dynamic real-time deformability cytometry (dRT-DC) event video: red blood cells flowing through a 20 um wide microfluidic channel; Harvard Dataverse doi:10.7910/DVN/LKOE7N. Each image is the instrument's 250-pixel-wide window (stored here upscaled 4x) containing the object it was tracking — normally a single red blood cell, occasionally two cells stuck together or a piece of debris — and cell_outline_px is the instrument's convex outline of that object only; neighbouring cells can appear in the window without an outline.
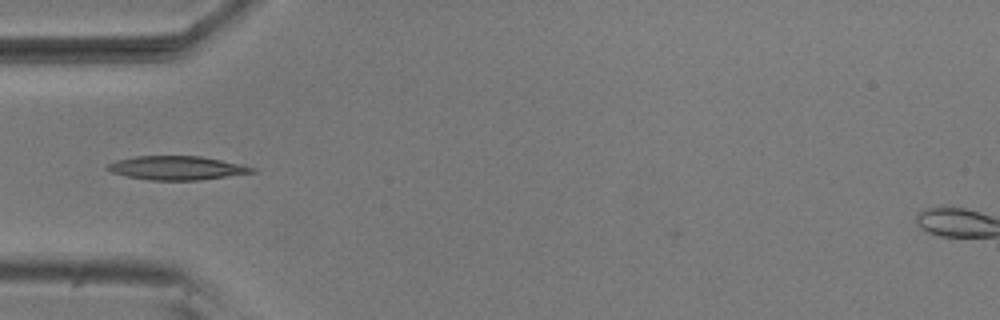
{"species": "common noctule bat (a hibernating species)", "species_latin": "Nyctalus noctula", "temperature_condition": "room temperature", "stored_images_in_passage": 5, "camera_frame_rate_fps": 3000, "um_per_image_px": 0.085, "animal": {"sex": "male", "body_mass_g": 20.5, "forearm_length_mm": 52.5}, "frame": {"image": 1, "passage_image": 4, "time_ms": 1.0, "image_size_px": [1000, 320], "cell_outline_px": [[256, 172], [200, 180], [152, 180], [128, 176], [112, 172], [104, 168], [108, 164], [116, 160], [136, 156], [200, 156], [244, 164], [256, 168]], "centroid_in_image_um": [15.06, 14.27], "position_along_channel_um": 69.9, "area_um2": 20.06}}